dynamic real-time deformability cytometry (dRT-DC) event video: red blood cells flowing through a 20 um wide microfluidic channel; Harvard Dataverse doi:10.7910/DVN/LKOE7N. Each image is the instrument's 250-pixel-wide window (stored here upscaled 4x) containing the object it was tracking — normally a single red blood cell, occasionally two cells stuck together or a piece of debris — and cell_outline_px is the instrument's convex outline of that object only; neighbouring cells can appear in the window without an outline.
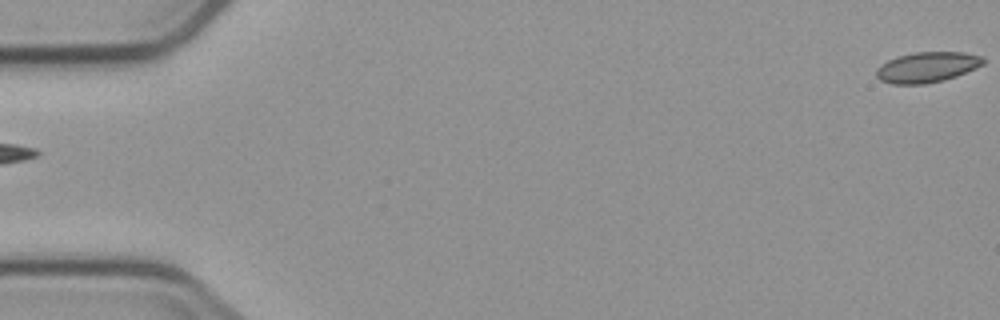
{"species": "common noctule bat (a hibernating species)", "species_latin": "Nyctalus noctula", "temperature_condition": "cold", "stored_images_in_passage": 5, "segment_of_instrument_passage": [2, 2], "camera_frame_rate_fps": 3000, "um_per_image_px": 0.085, "animal": {"sex": "male", "body_mass_g": 23.1, "forearm_length_mm": 52.7}, "frame": {"image": 1, "passage_image": 5, "time_ms": 5.333, "image_size_px": [1000, 320], "cell_outline_px": [[984, 64], [976, 68], [956, 76], [944, 80], [924, 84], [892, 84], [880, 80], [876, 76], [876, 68], [888, 60], [900, 56], [916, 52], [964, 52], [980, 56], [984, 60]], "centroid_in_image_um": [78.8, 5.72], "position_along_channel_um": 6.2, "area_um2": 18.84}}